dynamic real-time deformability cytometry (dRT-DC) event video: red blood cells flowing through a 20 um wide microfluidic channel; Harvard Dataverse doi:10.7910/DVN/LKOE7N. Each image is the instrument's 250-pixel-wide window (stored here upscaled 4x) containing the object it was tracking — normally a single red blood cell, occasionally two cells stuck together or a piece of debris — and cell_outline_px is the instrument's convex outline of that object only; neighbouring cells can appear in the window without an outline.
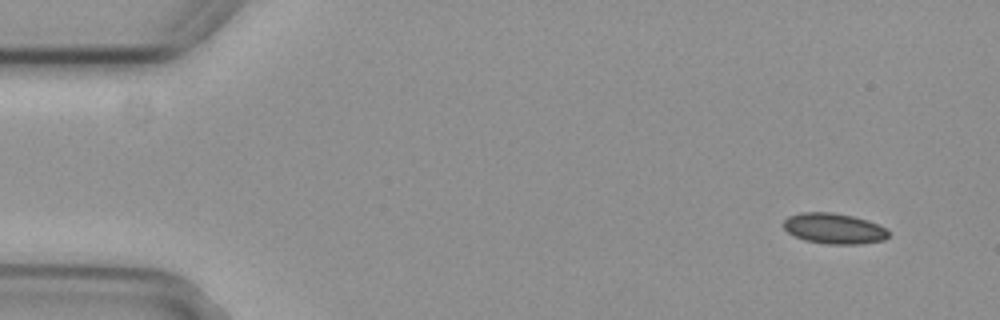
{"species": "common noctule bat (a hibernating species)", "species_latin": "Nyctalus noctula", "temperature_condition": "cold", "stored_images_in_passage": 5, "camera_frame_rate_fps": 3000, "um_per_image_px": 0.085, "animal": {"sex": "female", "body_mass_g": 29.2, "forearm_length_mm": 56.3}, "frame": {"image": 1, "passage_image": 1, "time_ms": 0.0, "image_size_px": [1000, 320], "cell_outline_px": [[888, 236], [884, 240], [860, 244], [828, 244], [804, 240], [788, 232], [784, 228], [784, 220], [788, 216], [800, 212], [832, 212], [852, 216], [868, 220], [884, 228], [888, 232]], "centroid_in_image_um": [70.87, 19.42], "position_along_channel_um": 14.1, "area_um2": 18.61}}
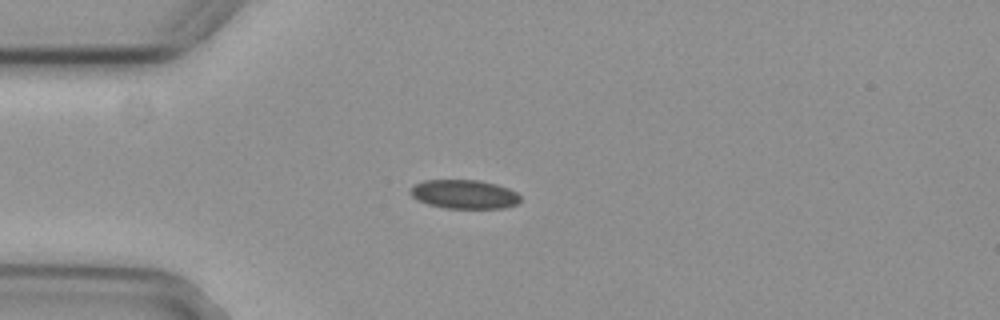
{"frame": {"image": 2, "passage_image": 4, "time_ms": 1.0, "image_size_px": [1000, 320], "cell_outline_px": [[520, 200], [516, 204], [504, 208], [444, 208], [428, 204], [416, 200], [408, 192], [416, 184], [424, 180], [476, 180], [496, 184], [508, 188], [516, 192], [520, 196]], "centroid_in_image_um": [39.44, 16.51], "position_along_channel_um": 45.6, "area_um2": 18.5}}
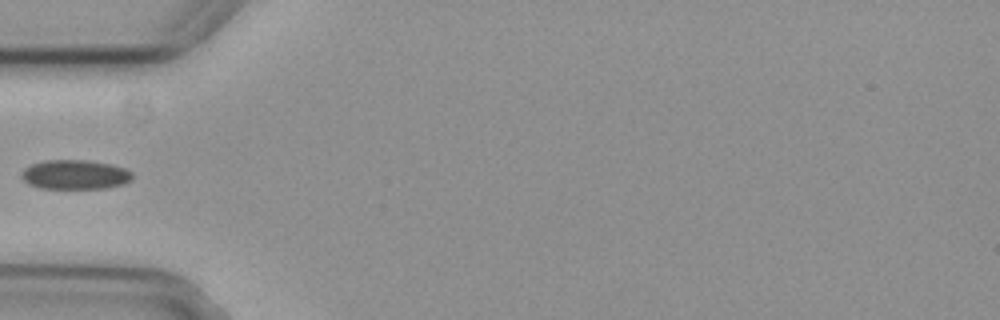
{"frame": {"image": 3, "passage_image": 5, "time_ms": 1.333, "image_size_px": [1000, 320], "cell_outline_px": [[132, 180], [124, 184], [108, 188], [40, 188], [28, 184], [20, 176], [20, 172], [24, 168], [32, 164], [44, 160], [84, 160], [108, 164], [124, 168], [132, 172]], "centroid_in_image_um": [6.35, 14.84], "position_along_channel_um": 78.6, "area_um2": 19.02}}